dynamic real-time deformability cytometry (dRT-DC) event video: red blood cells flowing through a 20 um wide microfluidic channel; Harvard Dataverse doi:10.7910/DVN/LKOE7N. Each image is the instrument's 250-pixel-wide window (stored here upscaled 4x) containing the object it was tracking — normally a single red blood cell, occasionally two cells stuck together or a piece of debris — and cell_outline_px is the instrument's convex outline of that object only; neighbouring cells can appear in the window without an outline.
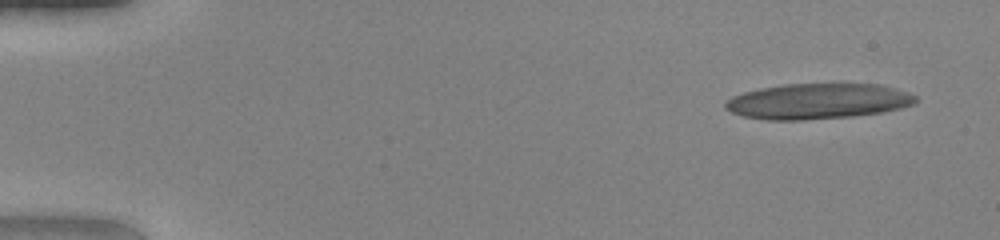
{"species": "human", "species_latin": "Homo sapiens", "temperature_condition": "warm", "stored_images_in_passage": 47, "camera_frame_rate_fps": 3000, "um_per_image_px": 0.085, "donor": {"sex": "female"}, "frame": {"image": 1, "passage_image": 1, "time_ms": 0.0, "image_size_px": [1000, 240], "cell_outline_px": [[916, 100], [912, 104], [880, 112], [848, 116], [796, 120], [772, 120], [744, 116], [732, 112], [724, 108], [724, 104], [732, 96], [744, 92], [764, 88], [788, 84], [876, 84], [904, 92], [916, 96]], "centroid_in_image_um": [69.43, 8.6], "position_along_channel_um": 15.6, "area_um2": 38.32}}
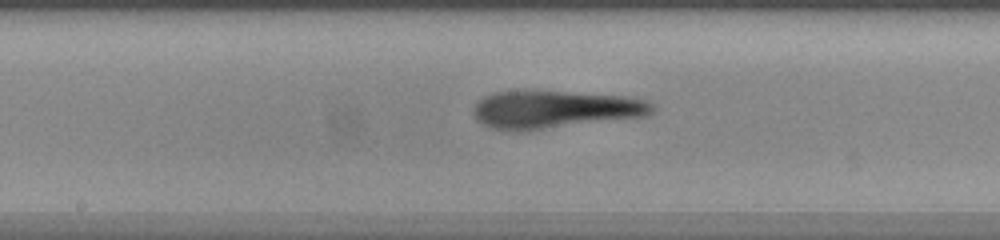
{"frame": {"image": 2, "passage_image": 24, "time_ms": 7.667, "image_size_px": [1000, 240], "cell_outline_px": [[652, 112], [644, 116], [528, 132], [516, 132], [492, 128], [476, 120], [476, 104], [484, 96], [496, 92], [564, 92], [624, 96], [644, 100], [652, 104]], "centroid_in_image_um": [47.15, 9.34], "position_along_channel_um": 201.0, "area_um2": 38.9}}
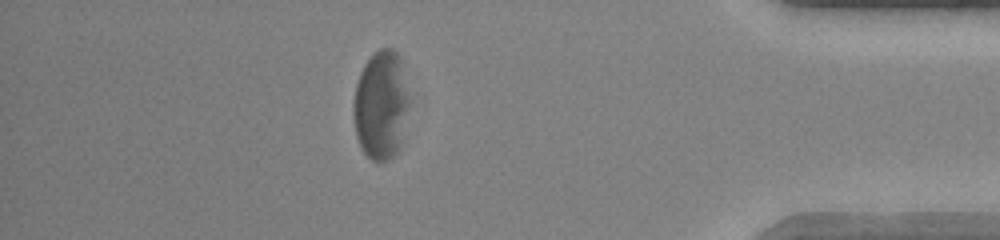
{"frame": {"image": 3, "passage_image": 41, "time_ms": 13.333, "image_size_px": [1000, 240], "cell_outline_px": [[408, 104], [400, 148], [388, 160], [372, 160], [360, 148], [356, 136], [352, 112], [352, 108], [356, 84], [360, 72], [364, 64], [380, 48], [392, 48], [400, 56], [408, 96]], "centroid_in_image_um": [32.35, 8.94], "position_along_channel_um": 402.8, "area_um2": 35.14}, "authors_computed_cell_mechanics": {"area_um2": 37.6278, "velocity_mm_per_s": 4.1559, "shape_relaxation_time_tau1_ms": 8.8299, "shape_relaxation_time_tau2_ms": 2.2476, "deformation_change_tau1": 0.3537, "deformation_change_tau2": 0.1334}}